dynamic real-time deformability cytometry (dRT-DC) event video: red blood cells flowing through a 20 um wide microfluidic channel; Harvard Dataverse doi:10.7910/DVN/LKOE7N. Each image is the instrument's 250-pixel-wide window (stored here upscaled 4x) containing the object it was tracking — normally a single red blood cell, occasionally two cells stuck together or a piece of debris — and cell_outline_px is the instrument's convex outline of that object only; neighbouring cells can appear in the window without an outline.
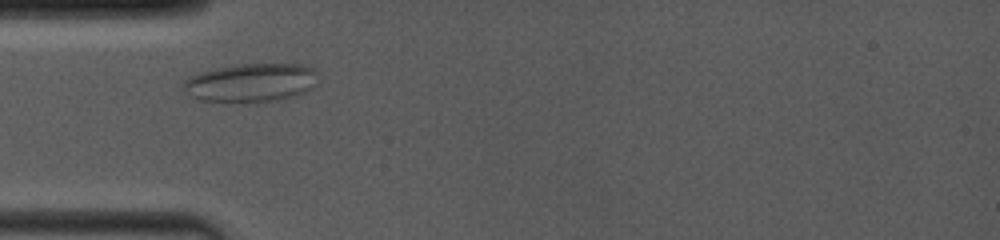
{"species": "common noctule bat (a hibernating species)", "species_latin": "Nyctalus noctula", "temperature_condition": "room temperature", "stored_images_in_passage": 5, "camera_frame_rate_fps": 4000, "um_per_image_px": 0.085, "animal": {"sex": "female", "body_mass_g": 19.0, "forearm_length_mm": 53.3}, "frame": {"image": 1, "passage_image": 1, "time_ms": 0.0, "image_size_px": [1000, 240], "cell_outline_px": [[316, 72], [312, 88], [304, 92], [276, 100], [200, 100], [192, 96], [180, 88], [180, 84], [184, 80], [200, 72], [240, 64], [300, 64], [312, 68]], "centroid_in_image_um": [21.29, 7.0], "position_along_channel_um": 63.7, "area_um2": 29.19}}
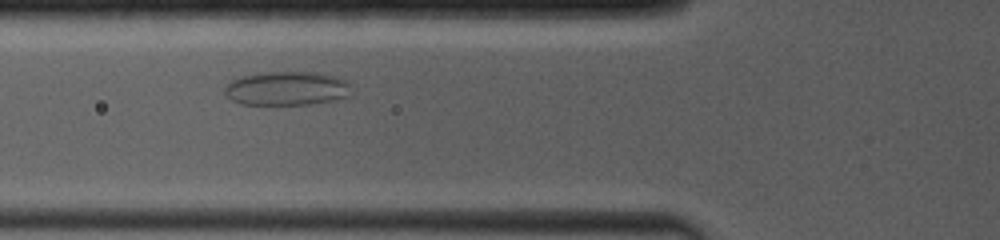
{"frame": {"image": 2, "passage_image": 3, "time_ms": 1.0, "image_size_px": [1000, 240], "cell_outline_px": [[352, 96], [336, 100], [308, 104], [240, 104], [232, 100], [224, 92], [224, 88], [232, 80], [240, 76], [268, 72], [320, 72], [336, 76], [344, 80], [348, 84]], "centroid_in_image_um": [24.4, 7.51], "position_along_channel_um": 101.4, "area_um2": 25.09}}